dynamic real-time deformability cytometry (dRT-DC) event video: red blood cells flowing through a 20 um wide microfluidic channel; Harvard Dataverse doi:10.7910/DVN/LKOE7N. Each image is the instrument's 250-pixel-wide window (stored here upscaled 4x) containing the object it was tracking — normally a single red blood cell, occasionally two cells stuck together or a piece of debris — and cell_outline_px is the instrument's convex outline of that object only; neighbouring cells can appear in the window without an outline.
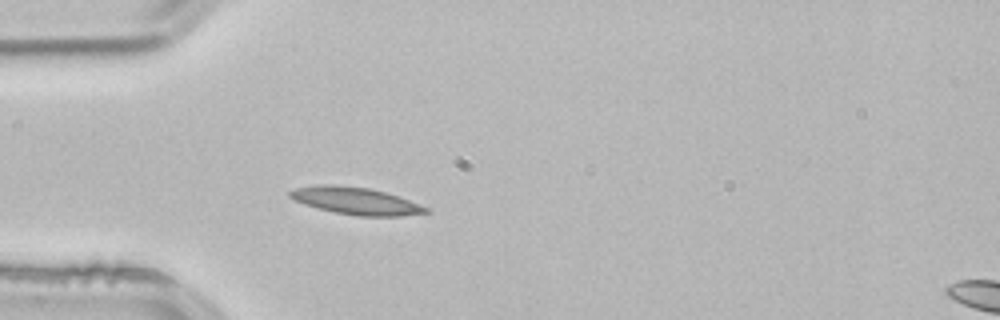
{"species": "common noctule bat (a hibernating species)", "species_latin": "Nyctalus noctula", "temperature_condition": "room temperature", "stored_images_in_passage": 3, "segment_of_instrument_passage": [1, 2], "camera_frame_rate_fps": 3000, "um_per_image_px": 0.085, "animal": {"sex": "male", "body_mass_g": 21.5, "forearm_length_mm": 52.0}, "frame": {"image": 1, "passage_image": 2, "time_ms": 0.333, "image_size_px": [1000, 320], "cell_outline_px": [[432, 212], [400, 216], [360, 216], [336, 212], [304, 204], [292, 200], [288, 196], [288, 192], [296, 188], [316, 184], [336, 184], [368, 188], [384, 192], [432, 208]], "centroid_in_image_um": [30.24, 17.07], "position_along_channel_um": 54.8, "area_um2": 21.56}}